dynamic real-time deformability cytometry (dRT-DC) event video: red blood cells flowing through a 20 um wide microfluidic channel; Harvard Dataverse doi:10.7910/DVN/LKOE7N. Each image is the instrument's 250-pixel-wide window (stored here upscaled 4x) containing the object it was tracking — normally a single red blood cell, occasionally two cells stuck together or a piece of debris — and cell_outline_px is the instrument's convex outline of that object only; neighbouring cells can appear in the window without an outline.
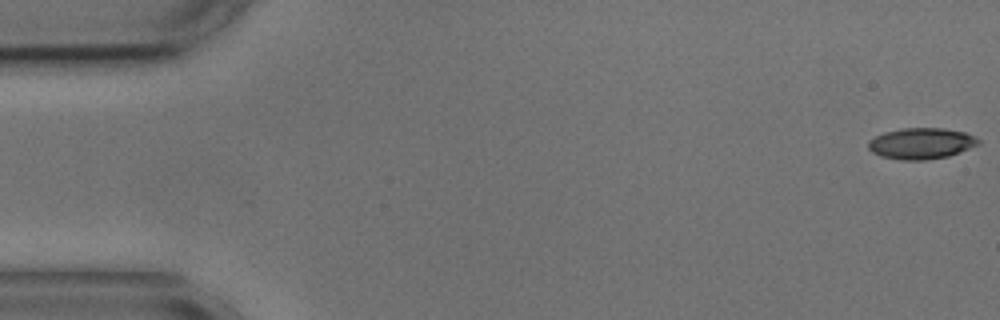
{"species": "common noctule bat (a hibernating species)", "species_latin": "Nyctalus noctula", "temperature_condition": "cold", "stored_images_in_passage": 47, "camera_frame_rate_fps": 3000, "um_per_image_px": 0.085, "animal": {"sex": "male", "body_mass_g": 17.9, "forearm_length_mm": 54.2}, "frame": {"image": 1, "passage_image": 1, "time_ms": 0.0, "image_size_px": [1000, 320], "cell_outline_px": [[980, 144], [948, 156], [924, 160], [900, 160], [880, 156], [872, 152], [868, 148], [868, 140], [884, 132], [900, 128], [944, 128], [964, 132], [976, 136], [980, 140]], "centroid_in_image_um": [78.29, 12.19], "position_along_channel_um": 6.7, "area_um2": 20.06}}
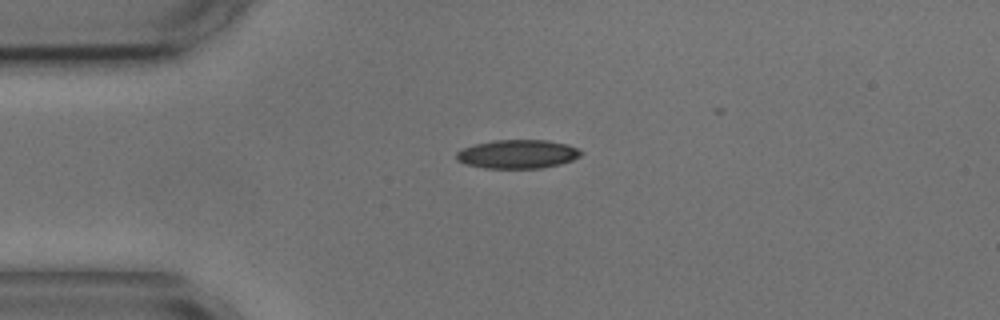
{"frame": {"image": 2, "passage_image": 13, "time_ms": 4.0, "image_size_px": [1000, 320], "cell_outline_px": [[584, 152], [580, 156], [572, 160], [560, 164], [540, 168], [484, 168], [468, 164], [456, 160], [456, 152], [464, 148], [476, 144], [496, 140], [544, 140], [568, 144]], "centroid_in_image_um": [44.01, 13.1], "position_along_channel_um": 41.0, "area_um2": 20.69}}
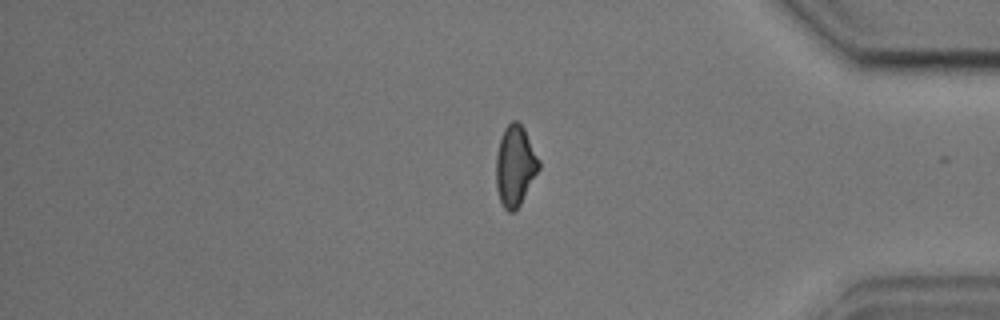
{"frame": {"image": 3, "passage_image": 46, "time_ms": 15.0, "image_size_px": [1000, 320], "cell_outline_px": [[540, 168], [520, 204], [512, 212], [508, 212], [504, 208], [500, 200], [496, 188], [496, 156], [500, 140], [504, 128], [512, 120], [516, 120], [524, 128], [540, 160]], "centroid_in_image_um": [43.79, 14.08], "position_along_channel_um": 391.4, "area_um2": 20.0}, "authors_computed_cell_mechanics": {"area_um2": 20.6346, "velocity_mm_per_s": 3.5963, "shape_relaxation_time_tau1_ms": 3.2272, "shape_relaxation_time_tau2_ms": 3.3612, "deformation_change_tau1": 0.1091, "deformation_change_tau2": 0.0998}}